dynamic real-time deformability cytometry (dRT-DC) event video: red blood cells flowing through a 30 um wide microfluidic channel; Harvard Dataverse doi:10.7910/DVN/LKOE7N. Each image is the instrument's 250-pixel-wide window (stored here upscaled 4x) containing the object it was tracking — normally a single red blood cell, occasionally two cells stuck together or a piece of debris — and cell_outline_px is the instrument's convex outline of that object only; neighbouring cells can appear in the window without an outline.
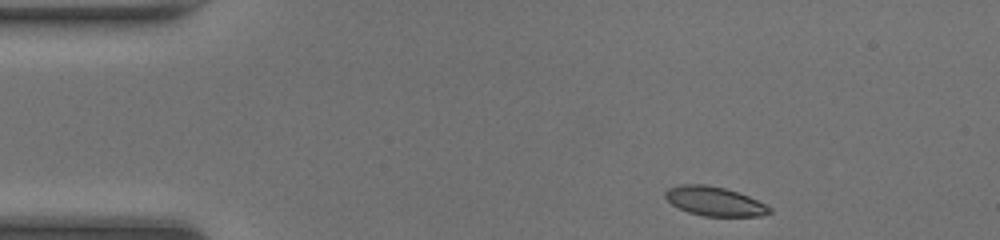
{"species": "common noctule bat (a hibernating species)", "species_latin": "Nyctalus noctula", "temperature_condition": "room temperature", "stored_images_in_passage": 42, "camera_frame_rate_fps": 3000, "um_per_image_px": 0.085, "animal": {"sex": "female", "body_mass_g": 20.0, "forearm_length_mm": 54.0}, "frame": {"image": 1, "passage_image": 1, "time_ms": 0.0, "image_size_px": [1000, 240], "cell_outline_px": [[772, 212], [760, 216], [704, 216], [688, 212], [672, 204], [664, 196], [664, 192], [668, 188], [680, 184], [704, 184], [724, 188], [748, 196], [772, 208]], "centroid_in_image_um": [60.71, 17.11], "position_along_channel_um": 24.3, "area_um2": 17.57}}
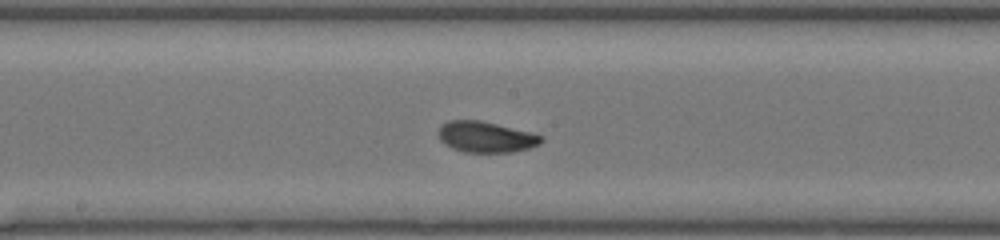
{"frame": {"image": 2, "passage_image": 19, "time_ms": 6.0, "image_size_px": [1000, 240], "cell_outline_px": [[544, 140], [540, 144], [528, 148], [512, 152], [464, 152], [452, 148], [444, 144], [440, 140], [440, 124], [448, 120], [480, 120], [532, 132], [544, 136]], "centroid_in_image_um": [41.32, 11.63], "position_along_channel_um": 206.9, "area_um2": 18.61}}
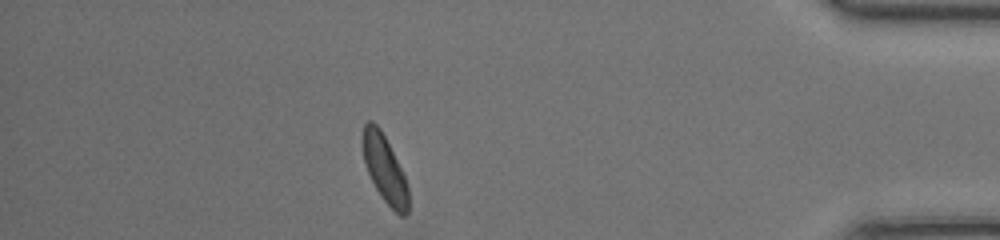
{"frame": {"image": 3, "passage_image": 36, "time_ms": 11.667, "image_size_px": [1000, 240], "cell_outline_px": [[408, 212], [404, 216], [400, 216], [384, 200], [376, 188], [368, 172], [364, 160], [360, 144], [360, 140], [364, 124], [368, 120], [372, 120], [380, 128], [404, 176], [408, 188]], "centroid_in_image_um": [32.65, 14.31], "position_along_channel_um": 402.6, "area_um2": 17.69}, "authors_computed_cell_mechanics": {"area_um2": 18.2359, "velocity_mm_per_s": 4.2776, "shape_relaxation_time_tau1_ms": 2.0508, "shape_relaxation_time_tau2_ms": 1.4579, "deformation_change_tau1": 0.1281, "deformation_change_tau2": 0.0613}}